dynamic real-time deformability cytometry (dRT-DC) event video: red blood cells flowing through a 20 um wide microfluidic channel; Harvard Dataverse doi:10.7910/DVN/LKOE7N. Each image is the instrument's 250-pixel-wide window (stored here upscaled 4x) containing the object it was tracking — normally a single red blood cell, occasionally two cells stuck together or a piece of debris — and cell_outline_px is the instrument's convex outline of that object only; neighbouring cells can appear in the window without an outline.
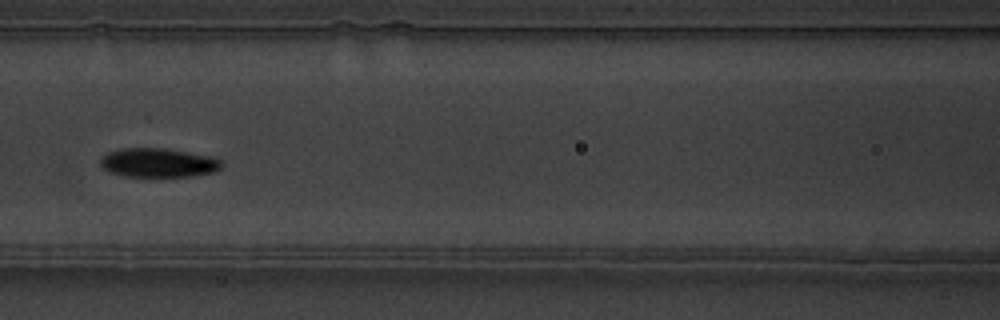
{"species": "common noctule bat (a hibernating species)", "species_latin": "Nyctalus noctula", "temperature_condition": "warm", "stored_images_in_passage": 7, "camera_frame_rate_fps": 3000, "um_per_image_px": 0.085, "animal": {"sex": "male", "body_mass_g": 19.5, "forearm_length_mm": 54.6}, "frame": {"image": 1, "passage_image": 5, "time_ms": 1.333, "image_size_px": [1000, 320], "cell_outline_px": [[224, 164], [220, 168], [212, 172], [196, 176], [124, 176], [108, 172], [100, 164], [100, 160], [108, 152], [120, 148], [168, 148], [212, 156], [220, 160]], "centroid_in_image_um": [13.47, 13.82], "position_along_channel_um": 153.1, "area_um2": 20.63}}